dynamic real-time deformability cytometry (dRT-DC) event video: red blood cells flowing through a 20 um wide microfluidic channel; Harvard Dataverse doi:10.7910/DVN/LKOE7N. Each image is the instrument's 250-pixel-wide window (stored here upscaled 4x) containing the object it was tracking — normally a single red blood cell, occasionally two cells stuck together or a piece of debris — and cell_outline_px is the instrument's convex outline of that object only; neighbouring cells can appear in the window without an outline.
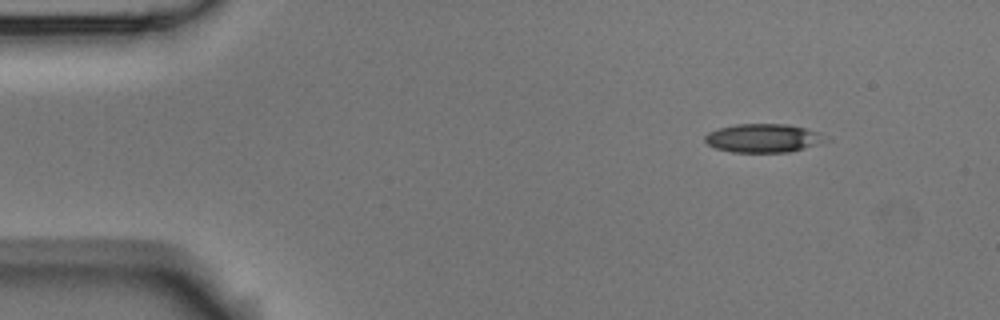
{"species": "Egyptian fruit bat (a non-hibernating species)", "species_latin": "Rousettus aegyptiacus", "temperature_condition": "room temperature", "stored_images_in_passage": 5, "camera_frame_rate_fps": 3000, "um_per_image_px": 0.085, "animal": {"sex": "male"}, "frame": {"image": 1, "passage_image": 1, "time_ms": 0.0, "image_size_px": [1000, 320], "cell_outline_px": [[832, 140], [788, 152], [732, 152], [716, 148], [708, 144], [704, 140], [704, 136], [708, 132], [720, 128], [736, 124], [788, 124], [820, 132]], "centroid_in_image_um": [64.9, 11.74], "position_along_channel_um": 20.1, "area_um2": 20.11}}
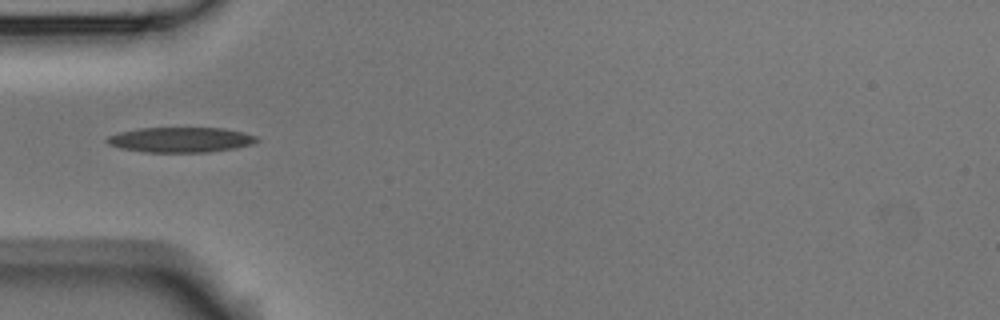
{"frame": {"image": 2, "passage_image": 4, "time_ms": 3.667, "image_size_px": [1000, 320], "cell_outline_px": [[260, 140], [252, 144], [236, 148], [208, 152], [144, 152], [120, 148], [108, 144], [104, 140], [108, 136], [120, 132], [140, 128], [224, 128], [244, 132], [256, 136]], "centroid_in_image_um": [15.36, 11.88], "position_along_channel_um": 69.6, "area_um2": 22.02}}
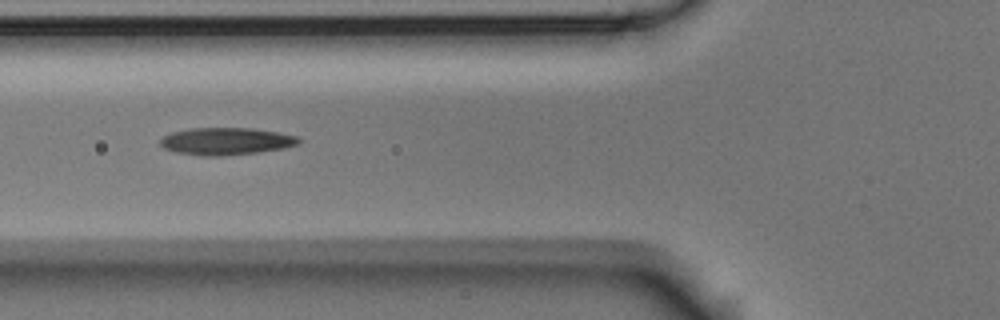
{"frame": {"image": 3, "passage_image": 5, "time_ms": 4.667, "image_size_px": [1000, 320], "cell_outline_px": [[300, 140], [296, 144], [284, 148], [260, 152], [224, 156], [200, 156], [176, 152], [164, 148], [160, 144], [160, 140], [164, 136], [172, 132], [192, 128], [252, 128], [276, 132], [296, 136]], "centroid_in_image_um": [19.19, 12.01], "position_along_channel_um": 106.6, "area_um2": 21.91}}